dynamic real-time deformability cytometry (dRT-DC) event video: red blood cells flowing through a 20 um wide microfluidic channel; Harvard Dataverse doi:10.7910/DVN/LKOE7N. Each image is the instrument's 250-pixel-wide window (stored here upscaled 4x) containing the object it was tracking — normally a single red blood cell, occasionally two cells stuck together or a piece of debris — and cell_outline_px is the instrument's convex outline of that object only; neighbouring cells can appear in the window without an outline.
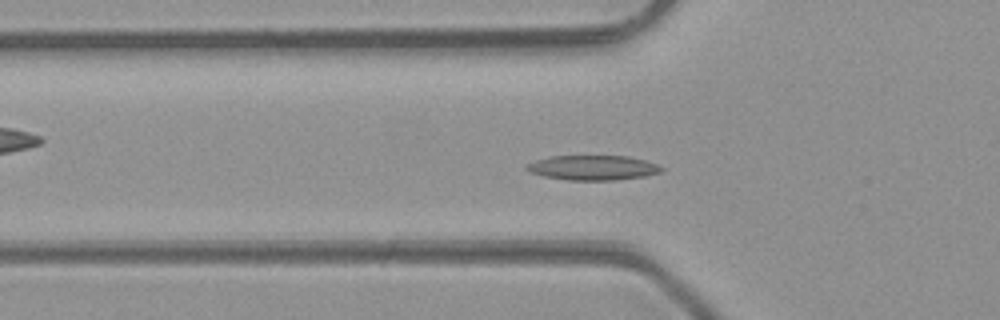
{"species": "common noctule bat (a hibernating species)", "species_latin": "Nyctalus noctula", "temperature_condition": "room temperature", "stored_images_in_passage": 49, "camera_frame_rate_fps": 3000, "um_per_image_px": 0.085, "animal": {"sex": "male", "body_mass_g": 23.1, "forearm_length_mm": 52.7}, "frame": {"image": 1, "passage_image": 16, "time_ms": 5.0, "image_size_px": [1000, 320], "cell_outline_px": [[664, 168], [660, 172], [644, 176], [616, 180], [568, 180], [544, 176], [528, 172], [524, 168], [524, 164], [548, 156], [628, 156], [644, 160], [656, 164]], "centroid_in_image_um": [50.33, 14.25], "position_along_channel_um": 75.5, "area_um2": 19.54}}
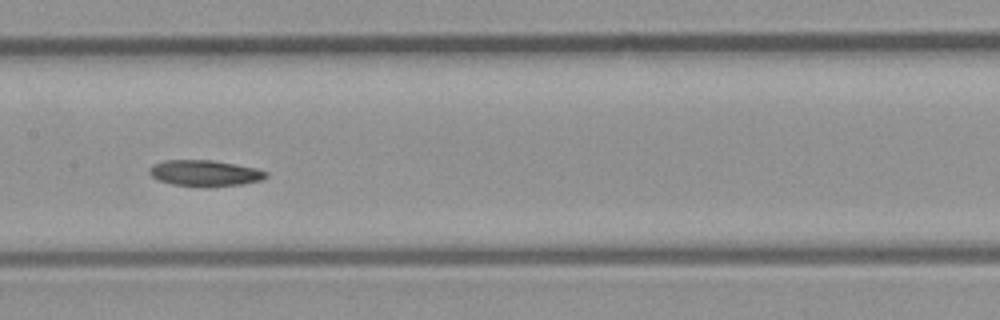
{"frame": {"image": 2, "passage_image": 24, "time_ms": 7.667, "image_size_px": [1000, 320], "cell_outline_px": [[268, 176], [260, 180], [240, 184], [208, 188], [172, 184], [160, 180], [152, 176], [148, 172], [148, 168], [152, 164], [164, 160], [212, 160], [236, 164], [256, 168], [268, 172]], "centroid_in_image_um": [17.39, 14.72], "position_along_channel_um": 190.0, "area_um2": 17.92}}
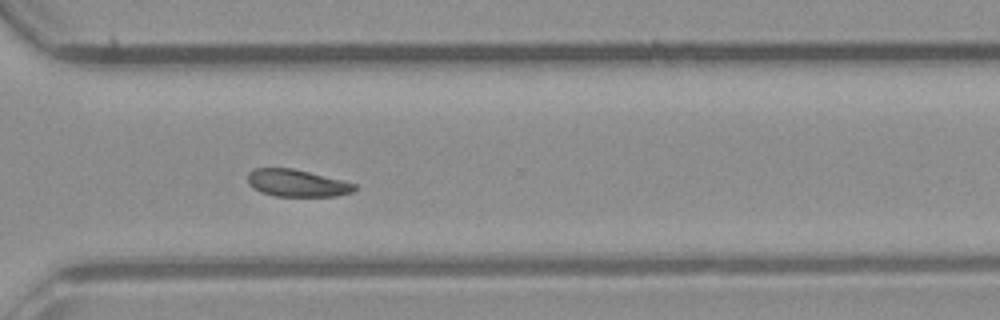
{"frame": {"image": 3, "passage_image": 35, "time_ms": 11.333, "image_size_px": [1000, 320], "cell_outline_px": [[360, 188], [352, 192], [336, 196], [276, 196], [260, 192], [248, 184], [248, 172], [252, 168], [292, 168], [356, 184]], "centroid_in_image_um": [25.22, 15.57], "position_along_channel_um": 345.4, "area_um2": 16.88}, "authors_computed_cell_mechanics": {"area_um2": 18.0336, "velocity_mm_per_s": 4.2519, "shape_relaxation_time_tau1_ms": 4.7168, "shape_relaxation_time_tau2_ms": null, "deformation_change_tau1": 0.114, "deformation_change_tau2": null}}